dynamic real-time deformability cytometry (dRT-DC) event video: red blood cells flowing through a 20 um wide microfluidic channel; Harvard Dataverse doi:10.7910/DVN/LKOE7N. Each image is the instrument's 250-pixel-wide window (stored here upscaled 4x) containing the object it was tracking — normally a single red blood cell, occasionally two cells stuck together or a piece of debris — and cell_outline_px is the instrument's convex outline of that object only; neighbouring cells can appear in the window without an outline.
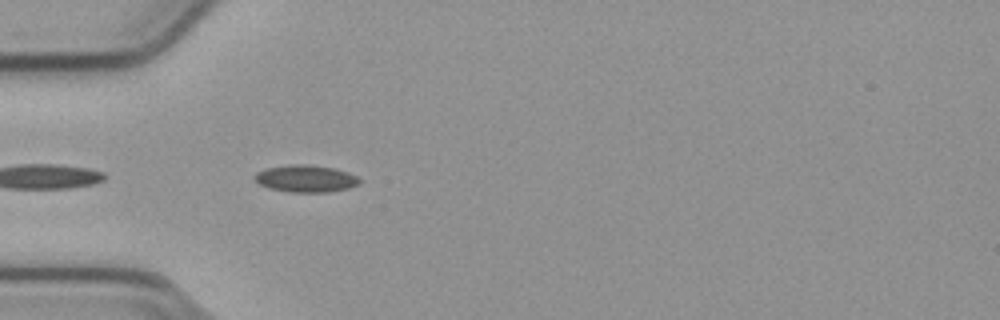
{"species": "common noctule bat (a hibernating species)", "species_latin": "Nyctalus noctula", "temperature_condition": "cold", "stored_images_in_passage": 9, "camera_frame_rate_fps": 3000, "um_per_image_px": 0.085, "animal": {"sex": "male", "body_mass_g": 23.1, "forearm_length_mm": 52.7}, "frame": {"image": 1, "passage_image": 2, "time_ms": 0.333, "image_size_px": [1000, 320], "cell_outline_px": [[360, 184], [348, 188], [328, 192], [288, 192], [268, 188], [260, 184], [252, 176], [256, 172], [268, 168], [296, 164], [304, 164], [336, 168], [348, 172], [356, 176], [360, 180]], "centroid_in_image_um": [26.0, 15.19], "position_along_channel_um": 59.0, "area_um2": 16.53}}
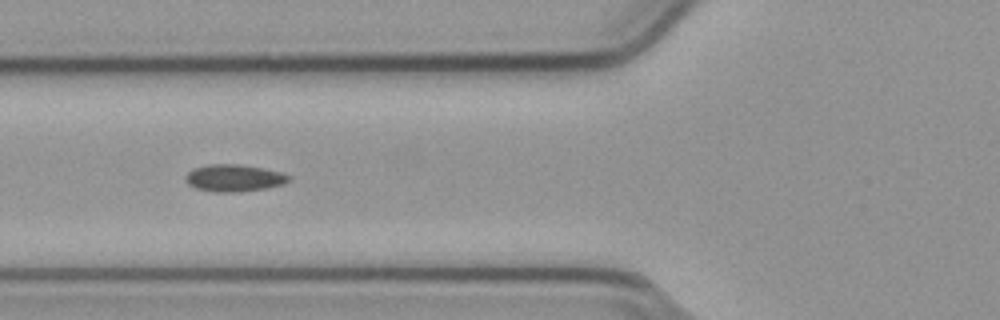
{"frame": {"image": 2, "passage_image": 6, "time_ms": 1.667, "image_size_px": [1000, 320], "cell_outline_px": [[292, 176], [284, 184], [264, 188], [232, 192], [216, 192], [196, 188], [188, 184], [184, 180], [184, 176], [192, 168], [208, 164], [240, 164], [264, 168], [280, 172]], "centroid_in_image_um": [19.85, 15.11], "position_along_channel_um": 105.9, "area_um2": 16.3}}